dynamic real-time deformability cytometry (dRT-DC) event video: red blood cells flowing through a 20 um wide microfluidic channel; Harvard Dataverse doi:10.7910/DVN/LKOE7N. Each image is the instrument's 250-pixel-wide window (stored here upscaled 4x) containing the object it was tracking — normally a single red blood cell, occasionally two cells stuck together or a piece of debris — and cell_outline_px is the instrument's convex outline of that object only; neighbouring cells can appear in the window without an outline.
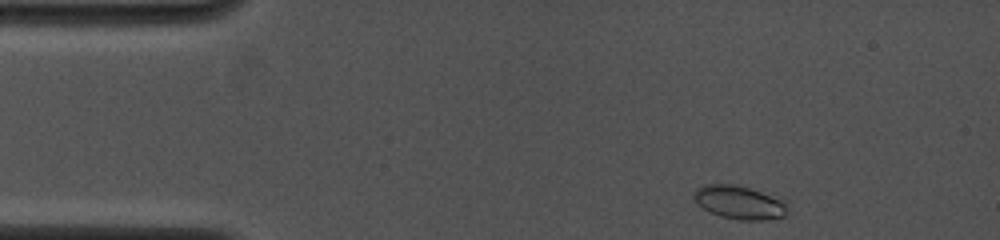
{"species": "common noctule bat (a hibernating species)", "species_latin": "Nyctalus noctula", "temperature_condition": "cold", "stored_images_in_passage": 23, "camera_frame_rate_fps": 4000, "um_per_image_px": 0.085, "animal": {"sex": "female", "body_mass_g": 19.0, "forearm_length_mm": 53.3}, "frame": {"image": 1, "passage_image": 1, "time_ms": 0.0, "image_size_px": [1000, 240], "cell_outline_px": [[788, 204], [784, 216], [768, 220], [740, 220], [720, 216], [708, 212], [692, 196], [692, 192], [696, 188], [704, 184], [736, 184], [784, 196], [788, 200]], "centroid_in_image_um": [62.93, 17.17], "position_along_channel_um": 22.1, "area_um2": 19.02}}
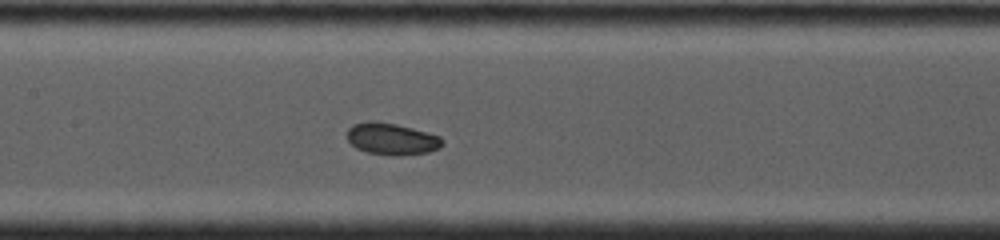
{"frame": {"image": 2, "passage_image": 14, "time_ms": 5.5, "image_size_px": [1000, 240], "cell_outline_px": [[444, 144], [440, 148], [428, 152], [400, 156], [392, 156], [368, 152], [356, 148], [348, 140], [348, 128], [352, 124], [368, 120], [376, 120], [396, 124], [412, 128], [440, 136], [444, 140]], "centroid_in_image_um": [33.3, 11.8], "position_along_channel_um": 174.1, "area_um2": 17.86}}
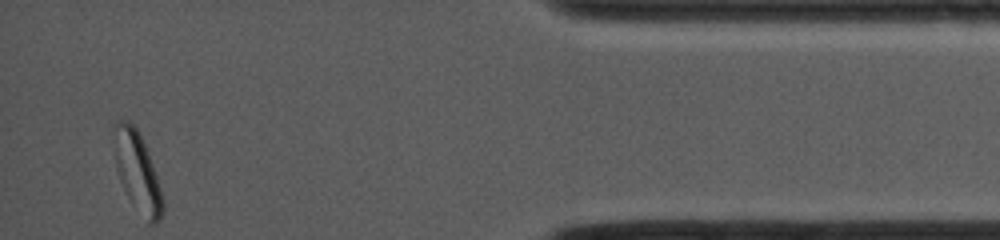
{"frame": {"image": 3, "passage_image": 23, "time_ms": 12.75, "image_size_px": [1000, 240], "cell_outline_px": [[164, 212], [160, 220], [156, 224], [148, 224], [124, 192], [116, 168], [116, 120], [128, 120], [136, 128], [148, 152], [164, 200]], "centroid_in_image_um": [11.72, 14.71], "position_along_channel_um": 423.5, "area_um2": 22.02}, "authors_computed_cell_mechanics": {"area_um2": 17.9758, "velocity_mm_per_s": 4.0283, "shape_relaxation_time_tau1_ms": 2.0764, "shape_relaxation_time_tau2_ms": null, "deformation_change_tau1": 0.0529, "deformation_change_tau2": null}}